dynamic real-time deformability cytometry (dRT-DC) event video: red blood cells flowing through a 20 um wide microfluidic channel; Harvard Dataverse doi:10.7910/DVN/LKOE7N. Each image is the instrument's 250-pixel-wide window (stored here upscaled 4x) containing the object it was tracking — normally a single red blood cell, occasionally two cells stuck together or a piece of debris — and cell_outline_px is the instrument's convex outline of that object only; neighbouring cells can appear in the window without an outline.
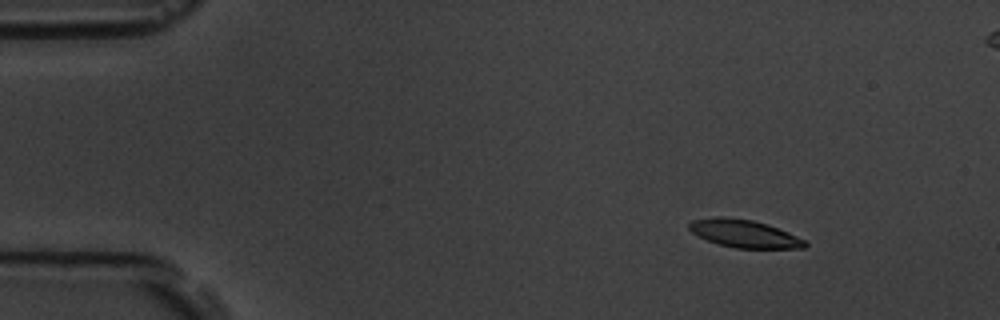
{"species": "common noctule bat (a hibernating species)", "species_latin": "Nyctalus noctula", "temperature_condition": "room temperature", "stored_images_in_passage": 6, "segment_of_instrument_passage": [1, 2], "camera_frame_rate_fps": 3000, "um_per_image_px": 0.085, "animal": {"sex": "male", "body_mass_g": 19.5, "forearm_length_mm": 54.6}, "frame": {"image": 1, "passage_image": 2, "time_ms": 1.0, "image_size_px": [1000, 320], "cell_outline_px": [[808, 244], [804, 248], [736, 248], [720, 244], [708, 240], [692, 232], [688, 228], [688, 224], [692, 220], [716, 216], [724, 216], [752, 220], [768, 224], [788, 232], [804, 240]], "centroid_in_image_um": [63.25, 19.84], "position_along_channel_um": 21.7, "area_um2": 18.61}}